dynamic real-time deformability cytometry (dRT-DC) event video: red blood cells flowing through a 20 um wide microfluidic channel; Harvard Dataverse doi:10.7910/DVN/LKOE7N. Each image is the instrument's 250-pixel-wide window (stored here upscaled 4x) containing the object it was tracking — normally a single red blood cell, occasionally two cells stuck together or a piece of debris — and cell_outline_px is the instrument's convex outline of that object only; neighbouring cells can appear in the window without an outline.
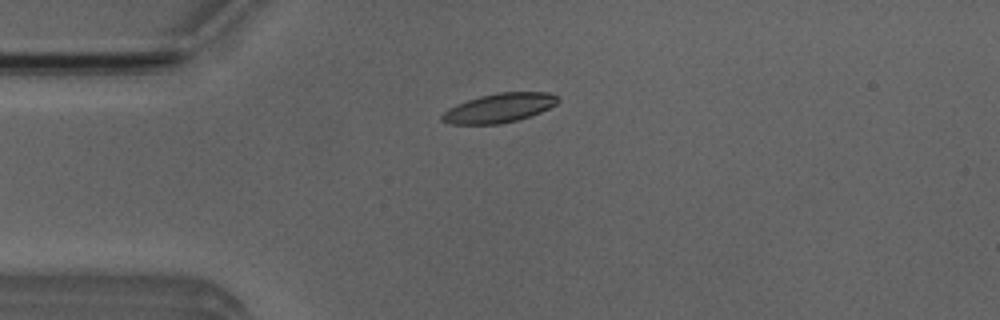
{"species": "Egyptian fruit bat (a non-hibernating species)", "species_latin": "Rousettus aegyptiacus", "temperature_condition": "room temperature", "stored_images_in_passage": 43, "camera_frame_rate_fps": 3000, "um_per_image_px": 0.085, "animal": {"sex": "male"}, "frame": {"image": 1, "passage_image": 3, "time_ms": 0.667, "image_size_px": [1000, 320], "cell_outline_px": [[560, 100], [556, 104], [540, 112], [516, 120], [500, 124], [448, 124], [440, 120], [440, 116], [448, 108], [456, 104], [480, 96], [496, 92], [548, 92], [560, 96]], "centroid_in_image_um": [42.42, 9.17], "position_along_channel_um": 42.6, "area_um2": 19.77}}
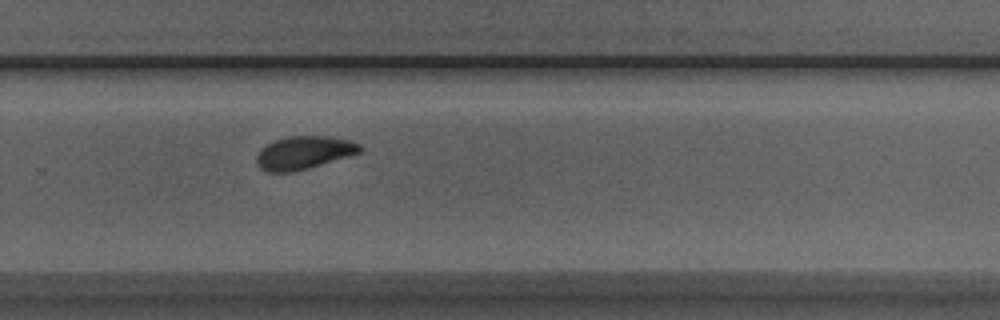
{"frame": {"image": 2, "passage_image": 25, "time_ms": 8.0, "image_size_px": [1000, 320], "cell_outline_px": [[364, 148], [360, 152], [348, 156], [308, 168], [292, 172], [268, 172], [260, 168], [256, 164], [256, 156], [260, 148], [276, 140], [288, 136], [324, 136], [348, 140], [360, 144]], "centroid_in_image_um": [25.8, 12.98], "position_along_channel_um": 304.0, "area_um2": 19.77}}
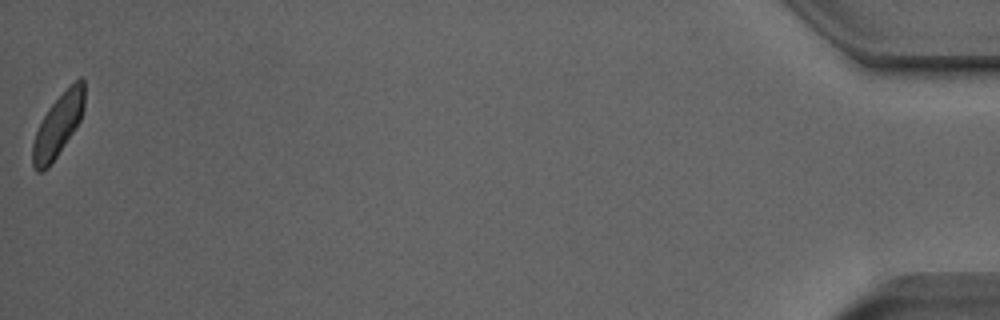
{"frame": {"image": 3, "passage_image": 43, "time_ms": 14.0, "image_size_px": [1000, 320], "cell_outline_px": [[84, 108], [80, 120], [76, 128], [48, 168], [44, 172], [36, 172], [32, 164], [32, 144], [36, 132], [48, 108], [80, 76], [84, 80]], "centroid_in_image_um": [4.93, 10.7], "position_along_channel_um": 430.3, "area_um2": 18.61}, "authors_computed_cell_mechanics": {"area_um2": 19.7098, "velocity_mm_per_s": 3.8472, "shape_relaxation_time_tau1_ms": 2.5547, "shape_relaxation_time_tau2_ms": 4.3283, "deformation_change_tau1": 0.1034, "deformation_change_tau2": 0.0884}}